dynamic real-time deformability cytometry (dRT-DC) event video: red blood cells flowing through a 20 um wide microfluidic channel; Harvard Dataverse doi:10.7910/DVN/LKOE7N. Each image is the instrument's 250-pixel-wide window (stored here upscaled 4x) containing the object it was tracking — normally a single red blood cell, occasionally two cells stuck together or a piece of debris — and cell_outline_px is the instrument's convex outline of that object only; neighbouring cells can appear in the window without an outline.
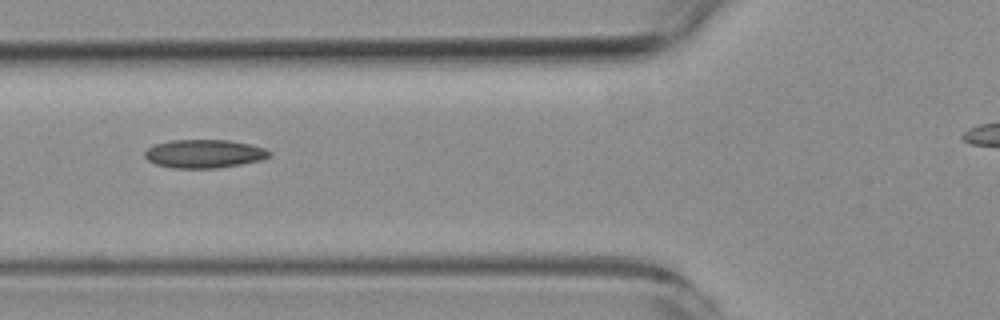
{"species": "common noctule bat (a hibernating species)", "species_latin": "Nyctalus noctula", "temperature_condition": "room temperature", "stored_images_in_passage": 9, "segment_of_instrument_passage": [1, 2], "camera_frame_rate_fps": 3000, "um_per_image_px": 0.085, "animal": {"sex": "female", "body_mass_g": 19.3, "forearm_length_mm": 54.1}, "frame": {"image": 1, "passage_image": 6, "time_ms": 5.667, "image_size_px": [1000, 320], "cell_outline_px": [[272, 156], [264, 160], [216, 168], [172, 168], [156, 164], [148, 160], [144, 156], [144, 152], [152, 144], [172, 140], [228, 140], [248, 144], [264, 148], [272, 152]], "centroid_in_image_um": [17.36, 13.07], "position_along_channel_um": 108.4, "area_um2": 20.75}}
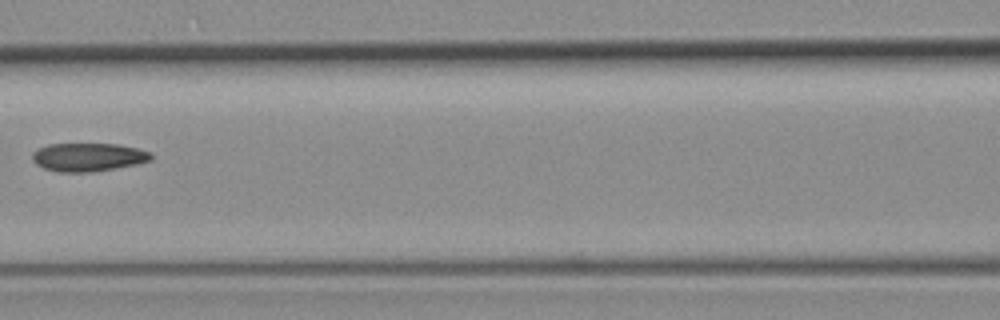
{"frame": {"image": 2, "passage_image": 7, "time_ms": 7.0, "image_size_px": [1000, 320], "cell_outline_px": [[152, 160], [136, 164], [116, 168], [92, 172], [60, 172], [44, 168], [36, 164], [32, 160], [32, 152], [48, 144], [116, 144], [136, 148], [152, 152]], "centroid_in_image_um": [7.5, 13.36], "position_along_channel_um": 159.1, "area_um2": 19.59}}
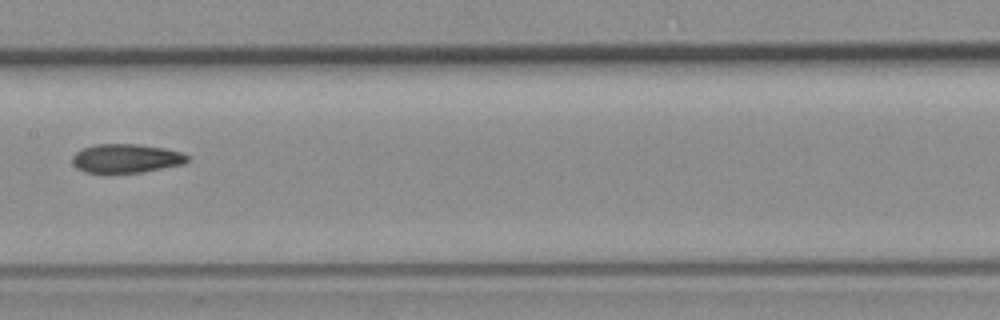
{"frame": {"image": 3, "passage_image": 8, "time_ms": 8.0, "image_size_px": [1000, 320], "cell_outline_px": [[188, 160], [184, 164], [140, 172], [84, 172], [76, 168], [72, 164], [72, 156], [80, 148], [96, 144], [136, 144], [164, 148], [184, 152], [188, 156]], "centroid_in_image_um": [10.7, 13.45], "position_along_channel_um": 196.7, "area_um2": 19.36}}